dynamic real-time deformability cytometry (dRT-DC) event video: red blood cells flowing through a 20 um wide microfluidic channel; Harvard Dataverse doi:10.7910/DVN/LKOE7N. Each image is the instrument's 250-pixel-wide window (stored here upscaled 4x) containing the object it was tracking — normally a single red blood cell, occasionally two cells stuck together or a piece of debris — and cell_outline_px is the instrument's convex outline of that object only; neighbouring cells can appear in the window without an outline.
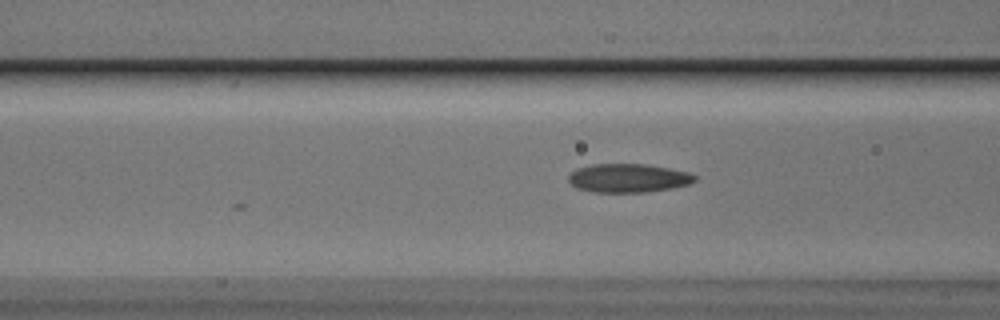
{"species": "Egyptian fruit bat (a non-hibernating species)", "species_latin": "Rousettus aegyptiacus", "temperature_condition": "cold", "stored_images_in_passage": 12, "camera_frame_rate_fps": 3000, "um_per_image_px": 0.085, "animal": {"sex": "male"}, "frame": {"image": 1, "passage_image": 9, "time_ms": 2.667, "image_size_px": [1000, 320], "cell_outline_px": [[696, 180], [688, 184], [672, 188], [644, 192], [592, 192], [576, 188], [568, 180], [568, 176], [576, 168], [592, 164], [644, 164], [668, 168], [688, 172], [696, 176]], "centroid_in_image_um": [53.37, 15.13], "position_along_channel_um": 113.2, "area_um2": 21.04}}